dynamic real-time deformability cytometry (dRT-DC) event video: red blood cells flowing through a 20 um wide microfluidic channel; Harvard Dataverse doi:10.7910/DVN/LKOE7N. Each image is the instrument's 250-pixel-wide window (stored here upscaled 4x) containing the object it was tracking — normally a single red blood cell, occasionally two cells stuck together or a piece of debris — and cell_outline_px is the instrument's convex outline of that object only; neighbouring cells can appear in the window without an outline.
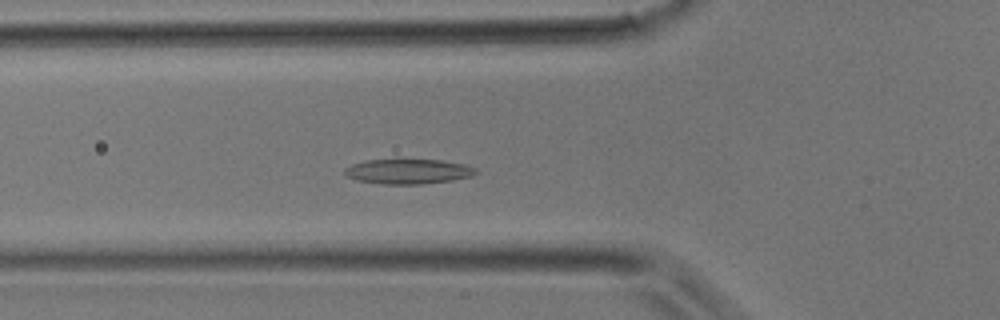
{"species": "common noctule bat (a hibernating species)", "species_latin": "Nyctalus noctula", "temperature_condition": "room temperature", "stored_images_in_passage": 37, "camera_frame_rate_fps": 3000, "um_per_image_px": 0.085, "animal": {"sex": "male", "body_mass_g": 17.9}, "frame": {"image": 1, "passage_image": 12, "time_ms": 3.667, "image_size_px": [1000, 320], "cell_outline_px": [[480, 172], [472, 176], [452, 180], [424, 184], [380, 184], [356, 180], [348, 176], [344, 172], [344, 168], [352, 164], [364, 160], [440, 160], [464, 164], [476, 168]], "centroid_in_image_um": [34.71, 14.58], "position_along_channel_um": 91.1, "area_um2": 19.07}}
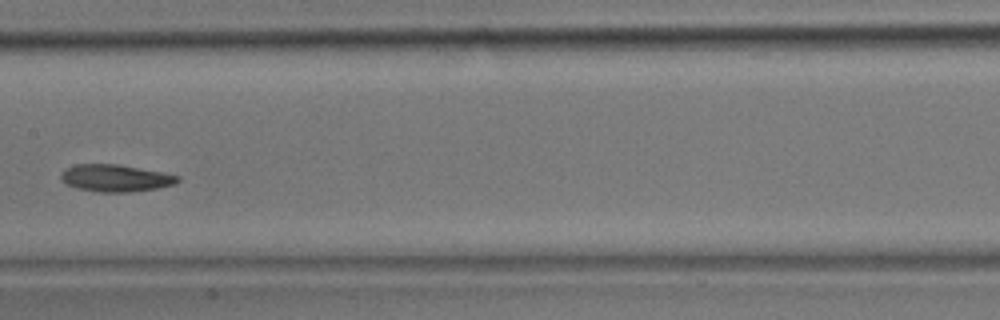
{"frame": {"image": 2, "passage_image": 18, "time_ms": 5.667, "image_size_px": [1000, 320], "cell_outline_px": [[180, 180], [172, 184], [156, 188], [132, 192], [100, 192], [76, 188], [68, 184], [60, 176], [60, 172], [64, 168], [76, 164], [120, 164], [180, 176]], "centroid_in_image_um": [9.78, 15.13], "position_along_channel_um": 197.6, "area_um2": 18.32}}
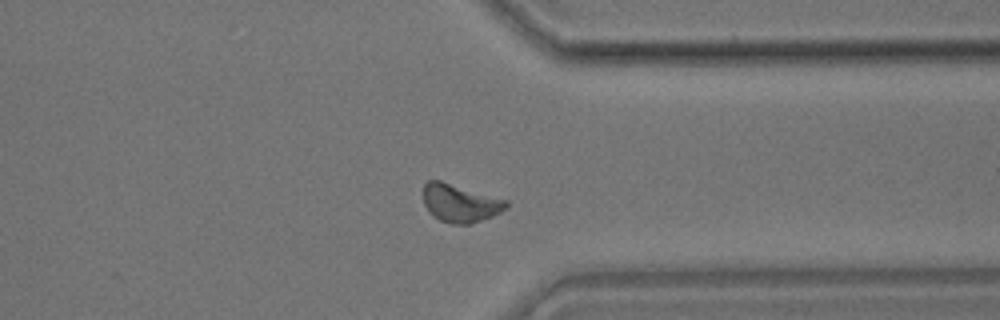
{"frame": {"image": 3, "passage_image": 28, "time_ms": 9.0, "image_size_px": [1000, 320], "cell_outline_px": [[508, 208], [492, 216], [468, 224], [452, 224], [440, 220], [432, 216], [428, 212], [424, 204], [424, 184], [428, 180], [440, 180], [508, 200]], "centroid_in_image_um": [39.1, 17.26], "position_along_channel_um": 372.3, "area_um2": 18.38}}